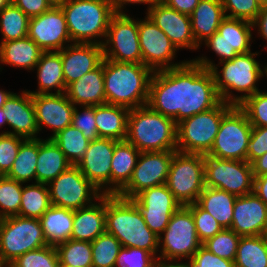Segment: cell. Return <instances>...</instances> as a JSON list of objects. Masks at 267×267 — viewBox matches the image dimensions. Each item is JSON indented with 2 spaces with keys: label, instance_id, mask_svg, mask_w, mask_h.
I'll return each instance as SVG.
<instances>
[{
  "label": "cell",
  "instance_id": "3",
  "mask_svg": "<svg viewBox=\"0 0 267 267\" xmlns=\"http://www.w3.org/2000/svg\"><path fill=\"white\" fill-rule=\"evenodd\" d=\"M154 71L142 63L103 59L106 104L129 109L146 106Z\"/></svg>",
  "mask_w": 267,
  "mask_h": 267
},
{
  "label": "cell",
  "instance_id": "63",
  "mask_svg": "<svg viewBox=\"0 0 267 267\" xmlns=\"http://www.w3.org/2000/svg\"><path fill=\"white\" fill-rule=\"evenodd\" d=\"M51 6H61L64 4L67 0H47Z\"/></svg>",
  "mask_w": 267,
  "mask_h": 267
},
{
  "label": "cell",
  "instance_id": "17",
  "mask_svg": "<svg viewBox=\"0 0 267 267\" xmlns=\"http://www.w3.org/2000/svg\"><path fill=\"white\" fill-rule=\"evenodd\" d=\"M253 23L225 17L217 32L204 41L202 45L206 46L216 54L219 62L232 60L238 54L251 51L253 42Z\"/></svg>",
  "mask_w": 267,
  "mask_h": 267
},
{
  "label": "cell",
  "instance_id": "12",
  "mask_svg": "<svg viewBox=\"0 0 267 267\" xmlns=\"http://www.w3.org/2000/svg\"><path fill=\"white\" fill-rule=\"evenodd\" d=\"M204 185L236 196L253 192L252 164L204 155Z\"/></svg>",
  "mask_w": 267,
  "mask_h": 267
},
{
  "label": "cell",
  "instance_id": "35",
  "mask_svg": "<svg viewBox=\"0 0 267 267\" xmlns=\"http://www.w3.org/2000/svg\"><path fill=\"white\" fill-rule=\"evenodd\" d=\"M236 198V195L227 191L205 186L196 203L210 213L223 228H230Z\"/></svg>",
  "mask_w": 267,
  "mask_h": 267
},
{
  "label": "cell",
  "instance_id": "18",
  "mask_svg": "<svg viewBox=\"0 0 267 267\" xmlns=\"http://www.w3.org/2000/svg\"><path fill=\"white\" fill-rule=\"evenodd\" d=\"M131 200L138 207L149 229L157 236L163 233L171 216L181 206L166 184L143 190Z\"/></svg>",
  "mask_w": 267,
  "mask_h": 267
},
{
  "label": "cell",
  "instance_id": "40",
  "mask_svg": "<svg viewBox=\"0 0 267 267\" xmlns=\"http://www.w3.org/2000/svg\"><path fill=\"white\" fill-rule=\"evenodd\" d=\"M29 21L30 18L11 2L0 11V42L27 37Z\"/></svg>",
  "mask_w": 267,
  "mask_h": 267
},
{
  "label": "cell",
  "instance_id": "26",
  "mask_svg": "<svg viewBox=\"0 0 267 267\" xmlns=\"http://www.w3.org/2000/svg\"><path fill=\"white\" fill-rule=\"evenodd\" d=\"M98 201V202H97ZM71 239L94 241L106 232V195L103 194L93 204L74 210Z\"/></svg>",
  "mask_w": 267,
  "mask_h": 267
},
{
  "label": "cell",
  "instance_id": "67",
  "mask_svg": "<svg viewBox=\"0 0 267 267\" xmlns=\"http://www.w3.org/2000/svg\"><path fill=\"white\" fill-rule=\"evenodd\" d=\"M256 1L261 5V7L267 5V0H256Z\"/></svg>",
  "mask_w": 267,
  "mask_h": 267
},
{
  "label": "cell",
  "instance_id": "49",
  "mask_svg": "<svg viewBox=\"0 0 267 267\" xmlns=\"http://www.w3.org/2000/svg\"><path fill=\"white\" fill-rule=\"evenodd\" d=\"M156 256L136 247H122L114 267H153Z\"/></svg>",
  "mask_w": 267,
  "mask_h": 267
},
{
  "label": "cell",
  "instance_id": "48",
  "mask_svg": "<svg viewBox=\"0 0 267 267\" xmlns=\"http://www.w3.org/2000/svg\"><path fill=\"white\" fill-rule=\"evenodd\" d=\"M225 17L253 23L261 11L256 0H221Z\"/></svg>",
  "mask_w": 267,
  "mask_h": 267
},
{
  "label": "cell",
  "instance_id": "7",
  "mask_svg": "<svg viewBox=\"0 0 267 267\" xmlns=\"http://www.w3.org/2000/svg\"><path fill=\"white\" fill-rule=\"evenodd\" d=\"M234 105L221 101L216 107L177 124V151L206 155L214 143L223 116Z\"/></svg>",
  "mask_w": 267,
  "mask_h": 267
},
{
  "label": "cell",
  "instance_id": "34",
  "mask_svg": "<svg viewBox=\"0 0 267 267\" xmlns=\"http://www.w3.org/2000/svg\"><path fill=\"white\" fill-rule=\"evenodd\" d=\"M74 210L51 205L39 218L48 245L57 246L71 239Z\"/></svg>",
  "mask_w": 267,
  "mask_h": 267
},
{
  "label": "cell",
  "instance_id": "5",
  "mask_svg": "<svg viewBox=\"0 0 267 267\" xmlns=\"http://www.w3.org/2000/svg\"><path fill=\"white\" fill-rule=\"evenodd\" d=\"M126 140L140 152L177 151V124L148 105L133 108L128 114Z\"/></svg>",
  "mask_w": 267,
  "mask_h": 267
},
{
  "label": "cell",
  "instance_id": "57",
  "mask_svg": "<svg viewBox=\"0 0 267 267\" xmlns=\"http://www.w3.org/2000/svg\"><path fill=\"white\" fill-rule=\"evenodd\" d=\"M109 1L111 2L115 13H127L128 10L125 9L126 5L130 6L131 4L133 5L134 4H145L146 6L148 5L146 9L148 11L151 8V6L154 5L158 0H109Z\"/></svg>",
  "mask_w": 267,
  "mask_h": 267
},
{
  "label": "cell",
  "instance_id": "24",
  "mask_svg": "<svg viewBox=\"0 0 267 267\" xmlns=\"http://www.w3.org/2000/svg\"><path fill=\"white\" fill-rule=\"evenodd\" d=\"M12 93L3 106L9 130L1 133L18 135L25 139H38L39 129L32 94L28 90ZM12 130V131H11Z\"/></svg>",
  "mask_w": 267,
  "mask_h": 267
},
{
  "label": "cell",
  "instance_id": "37",
  "mask_svg": "<svg viewBox=\"0 0 267 267\" xmlns=\"http://www.w3.org/2000/svg\"><path fill=\"white\" fill-rule=\"evenodd\" d=\"M235 267H267V235L240 237Z\"/></svg>",
  "mask_w": 267,
  "mask_h": 267
},
{
  "label": "cell",
  "instance_id": "19",
  "mask_svg": "<svg viewBox=\"0 0 267 267\" xmlns=\"http://www.w3.org/2000/svg\"><path fill=\"white\" fill-rule=\"evenodd\" d=\"M27 36L44 52L60 51L72 43L60 6H52L41 15L30 18Z\"/></svg>",
  "mask_w": 267,
  "mask_h": 267
},
{
  "label": "cell",
  "instance_id": "11",
  "mask_svg": "<svg viewBox=\"0 0 267 267\" xmlns=\"http://www.w3.org/2000/svg\"><path fill=\"white\" fill-rule=\"evenodd\" d=\"M252 125L246 113L234 105L222 118L219 131L215 137L208 156L247 161V152Z\"/></svg>",
  "mask_w": 267,
  "mask_h": 267
},
{
  "label": "cell",
  "instance_id": "20",
  "mask_svg": "<svg viewBox=\"0 0 267 267\" xmlns=\"http://www.w3.org/2000/svg\"><path fill=\"white\" fill-rule=\"evenodd\" d=\"M117 140L98 138L89 143L84 157L76 165L102 194L111 195V161Z\"/></svg>",
  "mask_w": 267,
  "mask_h": 267
},
{
  "label": "cell",
  "instance_id": "59",
  "mask_svg": "<svg viewBox=\"0 0 267 267\" xmlns=\"http://www.w3.org/2000/svg\"><path fill=\"white\" fill-rule=\"evenodd\" d=\"M253 175L267 174V152L252 163Z\"/></svg>",
  "mask_w": 267,
  "mask_h": 267
},
{
  "label": "cell",
  "instance_id": "50",
  "mask_svg": "<svg viewBox=\"0 0 267 267\" xmlns=\"http://www.w3.org/2000/svg\"><path fill=\"white\" fill-rule=\"evenodd\" d=\"M24 140L18 135L0 133V176L10 171Z\"/></svg>",
  "mask_w": 267,
  "mask_h": 267
},
{
  "label": "cell",
  "instance_id": "33",
  "mask_svg": "<svg viewBox=\"0 0 267 267\" xmlns=\"http://www.w3.org/2000/svg\"><path fill=\"white\" fill-rule=\"evenodd\" d=\"M140 153L127 140L115 143L111 161V195H117L128 184Z\"/></svg>",
  "mask_w": 267,
  "mask_h": 267
},
{
  "label": "cell",
  "instance_id": "44",
  "mask_svg": "<svg viewBox=\"0 0 267 267\" xmlns=\"http://www.w3.org/2000/svg\"><path fill=\"white\" fill-rule=\"evenodd\" d=\"M240 236L230 228H223L219 233L202 245L213 254L230 261H235Z\"/></svg>",
  "mask_w": 267,
  "mask_h": 267
},
{
  "label": "cell",
  "instance_id": "15",
  "mask_svg": "<svg viewBox=\"0 0 267 267\" xmlns=\"http://www.w3.org/2000/svg\"><path fill=\"white\" fill-rule=\"evenodd\" d=\"M138 34L142 64L153 71L177 68L188 61L174 62L177 48L147 14L144 19L138 18Z\"/></svg>",
  "mask_w": 267,
  "mask_h": 267
},
{
  "label": "cell",
  "instance_id": "32",
  "mask_svg": "<svg viewBox=\"0 0 267 267\" xmlns=\"http://www.w3.org/2000/svg\"><path fill=\"white\" fill-rule=\"evenodd\" d=\"M129 111V108L119 105L95 106V120L99 138L126 140Z\"/></svg>",
  "mask_w": 267,
  "mask_h": 267
},
{
  "label": "cell",
  "instance_id": "41",
  "mask_svg": "<svg viewBox=\"0 0 267 267\" xmlns=\"http://www.w3.org/2000/svg\"><path fill=\"white\" fill-rule=\"evenodd\" d=\"M56 249L60 264L92 267L91 242L69 239L58 244Z\"/></svg>",
  "mask_w": 267,
  "mask_h": 267
},
{
  "label": "cell",
  "instance_id": "66",
  "mask_svg": "<svg viewBox=\"0 0 267 267\" xmlns=\"http://www.w3.org/2000/svg\"><path fill=\"white\" fill-rule=\"evenodd\" d=\"M0 267H9L8 264L0 256Z\"/></svg>",
  "mask_w": 267,
  "mask_h": 267
},
{
  "label": "cell",
  "instance_id": "10",
  "mask_svg": "<svg viewBox=\"0 0 267 267\" xmlns=\"http://www.w3.org/2000/svg\"><path fill=\"white\" fill-rule=\"evenodd\" d=\"M202 245L198 239L191 210L181 205L159 236L158 257L166 260H187Z\"/></svg>",
  "mask_w": 267,
  "mask_h": 267
},
{
  "label": "cell",
  "instance_id": "6",
  "mask_svg": "<svg viewBox=\"0 0 267 267\" xmlns=\"http://www.w3.org/2000/svg\"><path fill=\"white\" fill-rule=\"evenodd\" d=\"M60 7L72 43L103 44L115 14L109 0H67Z\"/></svg>",
  "mask_w": 267,
  "mask_h": 267
},
{
  "label": "cell",
  "instance_id": "38",
  "mask_svg": "<svg viewBox=\"0 0 267 267\" xmlns=\"http://www.w3.org/2000/svg\"><path fill=\"white\" fill-rule=\"evenodd\" d=\"M51 207L48 185L24 184L19 216L39 219Z\"/></svg>",
  "mask_w": 267,
  "mask_h": 267
},
{
  "label": "cell",
  "instance_id": "14",
  "mask_svg": "<svg viewBox=\"0 0 267 267\" xmlns=\"http://www.w3.org/2000/svg\"><path fill=\"white\" fill-rule=\"evenodd\" d=\"M102 48L104 59L142 63L138 18L134 19L127 13H115L110 20Z\"/></svg>",
  "mask_w": 267,
  "mask_h": 267
},
{
  "label": "cell",
  "instance_id": "62",
  "mask_svg": "<svg viewBox=\"0 0 267 267\" xmlns=\"http://www.w3.org/2000/svg\"><path fill=\"white\" fill-rule=\"evenodd\" d=\"M7 126L6 116L4 115V109L0 108V129ZM3 126V127H2Z\"/></svg>",
  "mask_w": 267,
  "mask_h": 267
},
{
  "label": "cell",
  "instance_id": "25",
  "mask_svg": "<svg viewBox=\"0 0 267 267\" xmlns=\"http://www.w3.org/2000/svg\"><path fill=\"white\" fill-rule=\"evenodd\" d=\"M60 55L66 87L97 68L104 59L102 45L92 43H71L60 50Z\"/></svg>",
  "mask_w": 267,
  "mask_h": 267
},
{
  "label": "cell",
  "instance_id": "29",
  "mask_svg": "<svg viewBox=\"0 0 267 267\" xmlns=\"http://www.w3.org/2000/svg\"><path fill=\"white\" fill-rule=\"evenodd\" d=\"M44 51L28 36L0 42V72L1 65L33 71Z\"/></svg>",
  "mask_w": 267,
  "mask_h": 267
},
{
  "label": "cell",
  "instance_id": "60",
  "mask_svg": "<svg viewBox=\"0 0 267 267\" xmlns=\"http://www.w3.org/2000/svg\"><path fill=\"white\" fill-rule=\"evenodd\" d=\"M153 267H188V264L181 260H166L157 257Z\"/></svg>",
  "mask_w": 267,
  "mask_h": 267
},
{
  "label": "cell",
  "instance_id": "30",
  "mask_svg": "<svg viewBox=\"0 0 267 267\" xmlns=\"http://www.w3.org/2000/svg\"><path fill=\"white\" fill-rule=\"evenodd\" d=\"M192 34L196 43L201 44L217 32L225 18L221 0H200L190 15Z\"/></svg>",
  "mask_w": 267,
  "mask_h": 267
},
{
  "label": "cell",
  "instance_id": "51",
  "mask_svg": "<svg viewBox=\"0 0 267 267\" xmlns=\"http://www.w3.org/2000/svg\"><path fill=\"white\" fill-rule=\"evenodd\" d=\"M72 125L90 141L99 138L95 120V106H75Z\"/></svg>",
  "mask_w": 267,
  "mask_h": 267
},
{
  "label": "cell",
  "instance_id": "68",
  "mask_svg": "<svg viewBox=\"0 0 267 267\" xmlns=\"http://www.w3.org/2000/svg\"><path fill=\"white\" fill-rule=\"evenodd\" d=\"M59 267H78V266H70V265H65V264H59Z\"/></svg>",
  "mask_w": 267,
  "mask_h": 267
},
{
  "label": "cell",
  "instance_id": "45",
  "mask_svg": "<svg viewBox=\"0 0 267 267\" xmlns=\"http://www.w3.org/2000/svg\"><path fill=\"white\" fill-rule=\"evenodd\" d=\"M55 246L47 245L24 253L11 262L9 267H59Z\"/></svg>",
  "mask_w": 267,
  "mask_h": 267
},
{
  "label": "cell",
  "instance_id": "58",
  "mask_svg": "<svg viewBox=\"0 0 267 267\" xmlns=\"http://www.w3.org/2000/svg\"><path fill=\"white\" fill-rule=\"evenodd\" d=\"M253 192L267 205V174L254 176Z\"/></svg>",
  "mask_w": 267,
  "mask_h": 267
},
{
  "label": "cell",
  "instance_id": "28",
  "mask_svg": "<svg viewBox=\"0 0 267 267\" xmlns=\"http://www.w3.org/2000/svg\"><path fill=\"white\" fill-rule=\"evenodd\" d=\"M37 71L38 87L32 95L61 94L66 91L60 51L43 52L33 71ZM53 90V91H52Z\"/></svg>",
  "mask_w": 267,
  "mask_h": 267
},
{
  "label": "cell",
  "instance_id": "65",
  "mask_svg": "<svg viewBox=\"0 0 267 267\" xmlns=\"http://www.w3.org/2000/svg\"><path fill=\"white\" fill-rule=\"evenodd\" d=\"M261 74H262V78L266 77L265 79H267V64L266 65H262L261 66Z\"/></svg>",
  "mask_w": 267,
  "mask_h": 267
},
{
  "label": "cell",
  "instance_id": "47",
  "mask_svg": "<svg viewBox=\"0 0 267 267\" xmlns=\"http://www.w3.org/2000/svg\"><path fill=\"white\" fill-rule=\"evenodd\" d=\"M186 206L192 212L196 233L202 244L223 229L218 221L197 203H192Z\"/></svg>",
  "mask_w": 267,
  "mask_h": 267
},
{
  "label": "cell",
  "instance_id": "23",
  "mask_svg": "<svg viewBox=\"0 0 267 267\" xmlns=\"http://www.w3.org/2000/svg\"><path fill=\"white\" fill-rule=\"evenodd\" d=\"M230 229L240 237L267 234V205L254 193L237 196Z\"/></svg>",
  "mask_w": 267,
  "mask_h": 267
},
{
  "label": "cell",
  "instance_id": "53",
  "mask_svg": "<svg viewBox=\"0 0 267 267\" xmlns=\"http://www.w3.org/2000/svg\"><path fill=\"white\" fill-rule=\"evenodd\" d=\"M267 152V127H253L249 140L247 162L252 164Z\"/></svg>",
  "mask_w": 267,
  "mask_h": 267
},
{
  "label": "cell",
  "instance_id": "16",
  "mask_svg": "<svg viewBox=\"0 0 267 267\" xmlns=\"http://www.w3.org/2000/svg\"><path fill=\"white\" fill-rule=\"evenodd\" d=\"M174 152H141L131 179L117 195L133 199L143 190L165 184Z\"/></svg>",
  "mask_w": 267,
  "mask_h": 267
},
{
  "label": "cell",
  "instance_id": "31",
  "mask_svg": "<svg viewBox=\"0 0 267 267\" xmlns=\"http://www.w3.org/2000/svg\"><path fill=\"white\" fill-rule=\"evenodd\" d=\"M71 165L64 153L51 139L38 138L36 183L48 185Z\"/></svg>",
  "mask_w": 267,
  "mask_h": 267
},
{
  "label": "cell",
  "instance_id": "8",
  "mask_svg": "<svg viewBox=\"0 0 267 267\" xmlns=\"http://www.w3.org/2000/svg\"><path fill=\"white\" fill-rule=\"evenodd\" d=\"M47 245L39 219L19 215L0 219V256L8 265L24 253Z\"/></svg>",
  "mask_w": 267,
  "mask_h": 267
},
{
  "label": "cell",
  "instance_id": "46",
  "mask_svg": "<svg viewBox=\"0 0 267 267\" xmlns=\"http://www.w3.org/2000/svg\"><path fill=\"white\" fill-rule=\"evenodd\" d=\"M247 115L252 127H267V91H259L238 105Z\"/></svg>",
  "mask_w": 267,
  "mask_h": 267
},
{
  "label": "cell",
  "instance_id": "39",
  "mask_svg": "<svg viewBox=\"0 0 267 267\" xmlns=\"http://www.w3.org/2000/svg\"><path fill=\"white\" fill-rule=\"evenodd\" d=\"M51 140L60 148L72 165H77L84 157L90 143V140L86 139L83 133L73 125L59 131Z\"/></svg>",
  "mask_w": 267,
  "mask_h": 267
},
{
  "label": "cell",
  "instance_id": "2",
  "mask_svg": "<svg viewBox=\"0 0 267 267\" xmlns=\"http://www.w3.org/2000/svg\"><path fill=\"white\" fill-rule=\"evenodd\" d=\"M260 53L261 51H250L238 54L230 61L217 64L205 55L190 60L212 72L221 101L238 106L247 97L261 90L258 82L262 80V64L255 58Z\"/></svg>",
  "mask_w": 267,
  "mask_h": 267
},
{
  "label": "cell",
  "instance_id": "64",
  "mask_svg": "<svg viewBox=\"0 0 267 267\" xmlns=\"http://www.w3.org/2000/svg\"><path fill=\"white\" fill-rule=\"evenodd\" d=\"M12 0H0V11L8 6Z\"/></svg>",
  "mask_w": 267,
  "mask_h": 267
},
{
  "label": "cell",
  "instance_id": "54",
  "mask_svg": "<svg viewBox=\"0 0 267 267\" xmlns=\"http://www.w3.org/2000/svg\"><path fill=\"white\" fill-rule=\"evenodd\" d=\"M29 18H33L48 11L52 6L47 0H12Z\"/></svg>",
  "mask_w": 267,
  "mask_h": 267
},
{
  "label": "cell",
  "instance_id": "4",
  "mask_svg": "<svg viewBox=\"0 0 267 267\" xmlns=\"http://www.w3.org/2000/svg\"><path fill=\"white\" fill-rule=\"evenodd\" d=\"M106 232L114 235L122 247H138L158 257L159 236L149 229L131 199L106 195Z\"/></svg>",
  "mask_w": 267,
  "mask_h": 267
},
{
  "label": "cell",
  "instance_id": "1",
  "mask_svg": "<svg viewBox=\"0 0 267 267\" xmlns=\"http://www.w3.org/2000/svg\"><path fill=\"white\" fill-rule=\"evenodd\" d=\"M220 102L212 72L188 60L177 68L154 71L147 105L178 124Z\"/></svg>",
  "mask_w": 267,
  "mask_h": 267
},
{
  "label": "cell",
  "instance_id": "55",
  "mask_svg": "<svg viewBox=\"0 0 267 267\" xmlns=\"http://www.w3.org/2000/svg\"><path fill=\"white\" fill-rule=\"evenodd\" d=\"M170 8L174 10L186 14L191 15L195 7L198 5L200 0H161Z\"/></svg>",
  "mask_w": 267,
  "mask_h": 267
},
{
  "label": "cell",
  "instance_id": "61",
  "mask_svg": "<svg viewBox=\"0 0 267 267\" xmlns=\"http://www.w3.org/2000/svg\"><path fill=\"white\" fill-rule=\"evenodd\" d=\"M13 92H8L7 90L0 89V108H3L5 101L10 97Z\"/></svg>",
  "mask_w": 267,
  "mask_h": 267
},
{
  "label": "cell",
  "instance_id": "22",
  "mask_svg": "<svg viewBox=\"0 0 267 267\" xmlns=\"http://www.w3.org/2000/svg\"><path fill=\"white\" fill-rule=\"evenodd\" d=\"M32 101L35 107L39 133L44 127L52 130V134L46 139H51L59 131L72 125L75 105L68 99L65 92L61 94L32 95Z\"/></svg>",
  "mask_w": 267,
  "mask_h": 267
},
{
  "label": "cell",
  "instance_id": "52",
  "mask_svg": "<svg viewBox=\"0 0 267 267\" xmlns=\"http://www.w3.org/2000/svg\"><path fill=\"white\" fill-rule=\"evenodd\" d=\"M188 267H235L234 261L223 259L201 245L192 258L187 259Z\"/></svg>",
  "mask_w": 267,
  "mask_h": 267
},
{
  "label": "cell",
  "instance_id": "27",
  "mask_svg": "<svg viewBox=\"0 0 267 267\" xmlns=\"http://www.w3.org/2000/svg\"><path fill=\"white\" fill-rule=\"evenodd\" d=\"M65 94L75 106H97L106 104L104 91L103 61L79 80L69 84Z\"/></svg>",
  "mask_w": 267,
  "mask_h": 267
},
{
  "label": "cell",
  "instance_id": "42",
  "mask_svg": "<svg viewBox=\"0 0 267 267\" xmlns=\"http://www.w3.org/2000/svg\"><path fill=\"white\" fill-rule=\"evenodd\" d=\"M122 245L112 234L99 235L91 242L92 267H114Z\"/></svg>",
  "mask_w": 267,
  "mask_h": 267
},
{
  "label": "cell",
  "instance_id": "56",
  "mask_svg": "<svg viewBox=\"0 0 267 267\" xmlns=\"http://www.w3.org/2000/svg\"><path fill=\"white\" fill-rule=\"evenodd\" d=\"M254 29L255 31L257 30V33L259 35L257 37H261V39H265V41H267V5L261 7L260 13L257 15V18L253 22V30ZM266 45H264L265 50H267Z\"/></svg>",
  "mask_w": 267,
  "mask_h": 267
},
{
  "label": "cell",
  "instance_id": "9",
  "mask_svg": "<svg viewBox=\"0 0 267 267\" xmlns=\"http://www.w3.org/2000/svg\"><path fill=\"white\" fill-rule=\"evenodd\" d=\"M166 186L183 206L196 203L204 185V155L175 151Z\"/></svg>",
  "mask_w": 267,
  "mask_h": 267
},
{
  "label": "cell",
  "instance_id": "21",
  "mask_svg": "<svg viewBox=\"0 0 267 267\" xmlns=\"http://www.w3.org/2000/svg\"><path fill=\"white\" fill-rule=\"evenodd\" d=\"M150 19L167 35L172 44L180 49L197 51L200 46L192 34L191 18L157 1L146 11Z\"/></svg>",
  "mask_w": 267,
  "mask_h": 267
},
{
  "label": "cell",
  "instance_id": "36",
  "mask_svg": "<svg viewBox=\"0 0 267 267\" xmlns=\"http://www.w3.org/2000/svg\"><path fill=\"white\" fill-rule=\"evenodd\" d=\"M38 159V139H25L19 148L17 157L6 177L23 184L36 183V165Z\"/></svg>",
  "mask_w": 267,
  "mask_h": 267
},
{
  "label": "cell",
  "instance_id": "43",
  "mask_svg": "<svg viewBox=\"0 0 267 267\" xmlns=\"http://www.w3.org/2000/svg\"><path fill=\"white\" fill-rule=\"evenodd\" d=\"M22 189L23 183L0 176V219L19 214Z\"/></svg>",
  "mask_w": 267,
  "mask_h": 267
},
{
  "label": "cell",
  "instance_id": "13",
  "mask_svg": "<svg viewBox=\"0 0 267 267\" xmlns=\"http://www.w3.org/2000/svg\"><path fill=\"white\" fill-rule=\"evenodd\" d=\"M51 205L78 210L98 200L103 194L71 165L48 184Z\"/></svg>",
  "mask_w": 267,
  "mask_h": 267
}]
</instances>
